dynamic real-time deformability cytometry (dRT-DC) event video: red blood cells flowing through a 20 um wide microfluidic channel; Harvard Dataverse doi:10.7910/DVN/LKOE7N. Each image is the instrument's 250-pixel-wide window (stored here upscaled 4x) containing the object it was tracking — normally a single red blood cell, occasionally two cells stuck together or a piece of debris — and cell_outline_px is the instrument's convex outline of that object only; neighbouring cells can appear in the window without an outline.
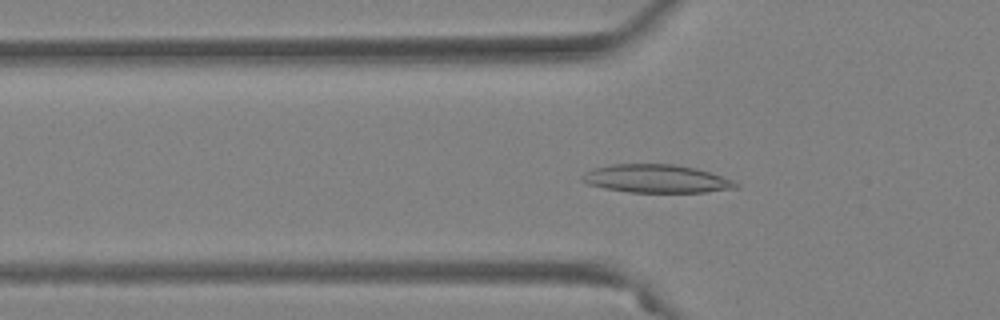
{"species": "Egyptian fruit bat (a non-hibernating species)", "species_latin": "Rousettus aegyptiacus", "temperature_condition": "warm", "stored_images_in_passage": 54, "camera_frame_rate_fps": 3000, "um_per_image_px": 0.085, "animal": {"sex": "female"}, "frame": {"image": 1, "passage_image": 19, "time_ms": 6.0, "image_size_px": [1000, 320], "cell_outline_px": [[740, 188], [704, 192], [628, 192], [604, 188], [588, 184], [580, 180], [580, 176], [584, 172], [592, 168], [612, 164], [672, 164], [696, 168], [732, 180], [740, 184]], "centroid_in_image_um": [55.75, 15.19], "position_along_channel_um": 70.0, "area_um2": 25.32}}
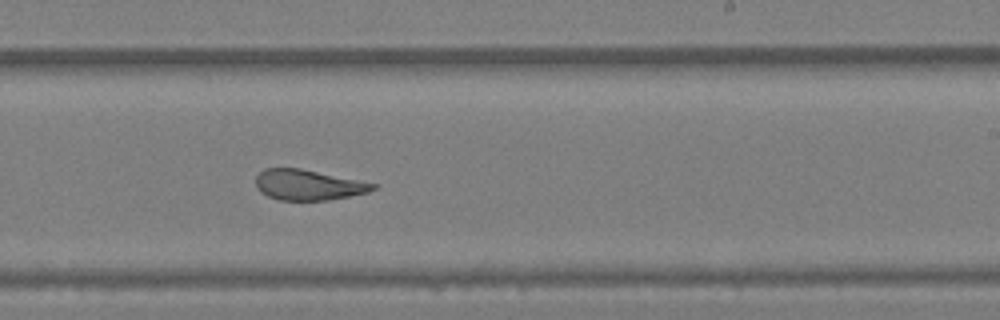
{"frame": {"image": 2, "passage_image": 34, "time_ms": 11.0, "image_size_px": [1000, 320], "cell_outline_px": [[376, 188], [368, 192], [328, 200], [280, 200], [268, 196], [260, 192], [256, 188], [256, 176], [264, 168], [300, 168], [376, 184]], "centroid_in_image_um": [26.14, 15.71], "position_along_channel_um": 262.9, "area_um2": 20.58}}
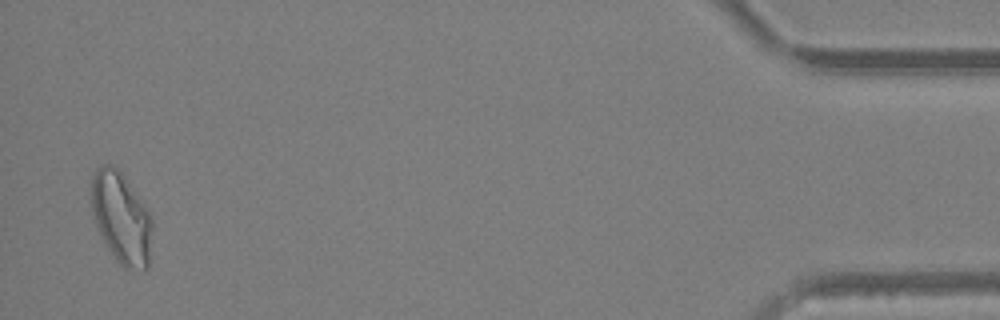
{"frame": {"image": 3, "passage_image": 53, "time_ms": 17.333, "image_size_px": [1000, 320], "cell_outline_px": [[152, 228], [148, 268], [144, 272], [128, 272], [116, 260], [108, 248], [96, 224], [92, 212], [92, 176], [96, 168], [100, 164], [112, 164], [124, 176], [148, 212], [152, 220]], "centroid_in_image_um": [10.32, 18.59], "position_along_channel_um": 424.9, "area_um2": 32.31}, "authors_computed_cell_mechanics": {"area_um2": 25.1141, "velocity_mm_per_s": 3.8712, "shape_relaxation_time_tau1_ms": 6.3282, "shape_relaxation_time_tau2_ms": 1.6736, "deformation_change_tau1": 0.1895, "deformation_change_tau2": 0.0926}}